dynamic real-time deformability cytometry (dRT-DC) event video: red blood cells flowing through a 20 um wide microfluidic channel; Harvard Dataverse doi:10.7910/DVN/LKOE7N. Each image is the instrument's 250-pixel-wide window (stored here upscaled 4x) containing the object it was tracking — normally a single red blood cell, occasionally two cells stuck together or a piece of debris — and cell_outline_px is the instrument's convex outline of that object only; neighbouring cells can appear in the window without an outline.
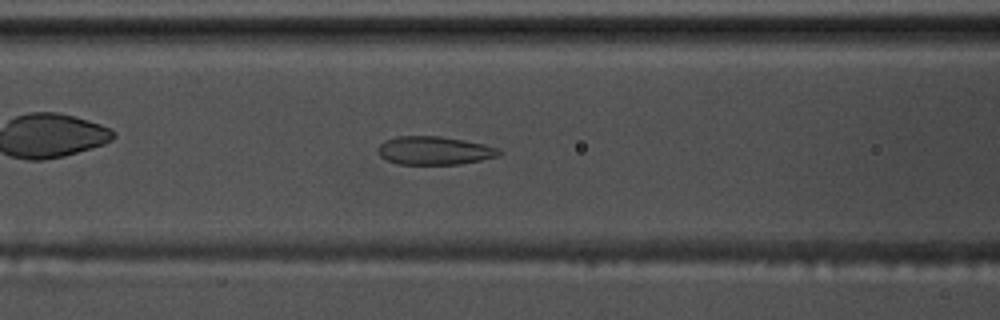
{"species": "common noctule bat (a hibernating species)", "species_latin": "Nyctalus noctula", "temperature_condition": "warm", "stored_images_in_passage": 57, "camera_frame_rate_fps": 3000, "um_per_image_px": 0.085, "animal": {"sex": "male", "body_mass_g": 17.5, "forearm_length_mm": 52.3}, "frame": {"image": 1, "passage_image": 24, "time_ms": 7.667, "image_size_px": [1000, 320], "cell_outline_px": [[504, 152], [496, 156], [480, 160], [460, 164], [396, 164], [380, 156], [376, 152], [376, 148], [384, 140], [396, 136], [440, 136], [464, 140], [484, 144], [496, 148]], "centroid_in_image_um": [36.86, 12.79], "position_along_channel_um": 129.7, "area_um2": 20.06}}
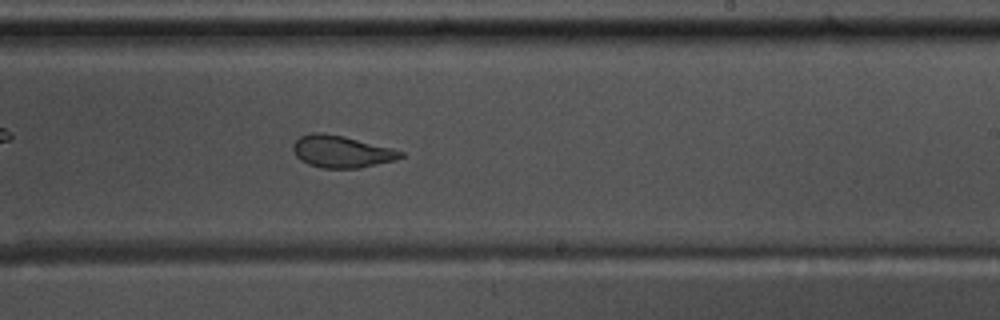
{"frame": {"image": 2, "passage_image": 35, "time_ms": 11.333, "image_size_px": [1000, 320], "cell_outline_px": [[404, 156], [396, 160], [360, 168], [320, 168], [308, 164], [300, 160], [296, 156], [292, 148], [292, 144], [300, 136], [312, 132], [320, 132], [344, 136], [392, 148], [404, 152]], "centroid_in_image_um": [29.01, 12.89], "position_along_channel_um": 260.0, "area_um2": 20.23}}
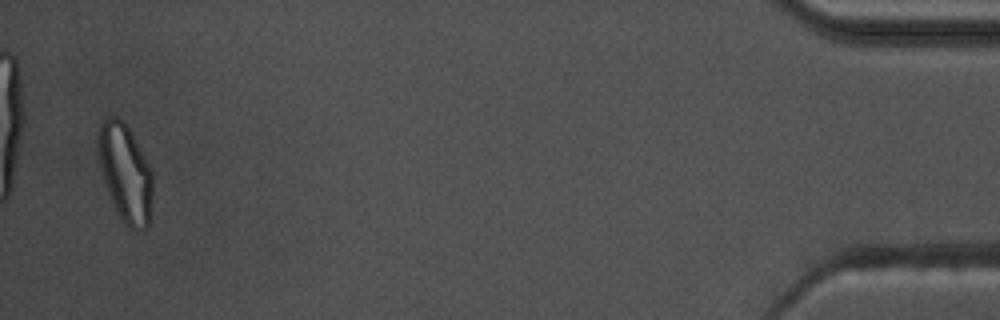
{"frame": {"image": 3, "passage_image": 56, "time_ms": 18.333, "image_size_px": [1000, 320], "cell_outline_px": [[152, 200], [148, 228], [136, 232], [128, 228], [120, 220], [104, 180], [96, 148], [96, 140], [100, 124], [108, 116], [116, 116], [128, 128], [144, 156], [152, 172]], "centroid_in_image_um": [10.64, 14.75], "position_along_channel_um": 424.6, "area_um2": 31.04}, "authors_computed_cell_mechanics": {"area_um2": 23.0622, "velocity_mm_per_s": 3.5647, "shape_relaxation_time_tau1_ms": null, "shape_relaxation_time_tau2_ms": 1.1921, "deformation_change_tau1": null, "deformation_change_tau2": 0.0685}}